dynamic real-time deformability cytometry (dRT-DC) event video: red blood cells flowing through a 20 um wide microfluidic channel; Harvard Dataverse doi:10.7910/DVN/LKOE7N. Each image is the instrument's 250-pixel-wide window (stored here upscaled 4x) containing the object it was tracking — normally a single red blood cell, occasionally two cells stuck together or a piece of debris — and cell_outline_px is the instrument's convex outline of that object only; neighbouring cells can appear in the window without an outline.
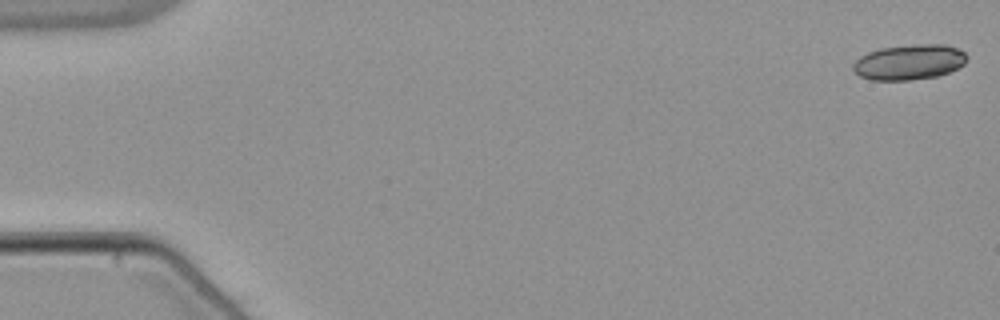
{"species": "common noctule bat (a hibernating species)", "species_latin": "Nyctalus noctula", "temperature_condition": "warm", "stored_images_in_passage": 49, "camera_frame_rate_fps": 3000, "um_per_image_px": 0.085, "animal": {"sex": "male", "body_mass_g": 21.5, "forearm_length_mm": 52.0}, "frame": {"image": 1, "passage_image": 1, "time_ms": 0.0, "image_size_px": [1000, 320], "cell_outline_px": [[968, 56], [964, 64], [940, 76], [908, 80], [872, 80], [860, 76], [852, 68], [852, 64], [860, 56], [868, 52], [880, 48], [920, 44], [944, 44], [956, 48], [964, 52]], "centroid_in_image_um": [77.28, 5.28], "position_along_channel_um": 7.7, "area_um2": 23.35}}
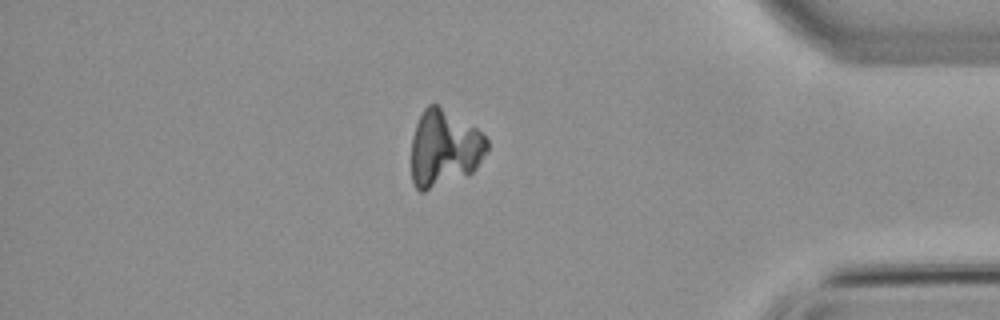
{"frame": {"image": 2, "passage_image": 46, "time_ms": 15.0, "image_size_px": [1000, 320], "cell_outline_px": [[488, 148], [476, 168], [472, 172], [424, 192], [420, 192], [416, 188], [412, 180], [412, 136], [416, 124], [424, 108], [428, 104], [436, 104], [476, 128], [488, 140]], "centroid_in_image_um": [37.74, 12.61], "position_along_channel_um": 397.5, "area_um2": 33.41}}